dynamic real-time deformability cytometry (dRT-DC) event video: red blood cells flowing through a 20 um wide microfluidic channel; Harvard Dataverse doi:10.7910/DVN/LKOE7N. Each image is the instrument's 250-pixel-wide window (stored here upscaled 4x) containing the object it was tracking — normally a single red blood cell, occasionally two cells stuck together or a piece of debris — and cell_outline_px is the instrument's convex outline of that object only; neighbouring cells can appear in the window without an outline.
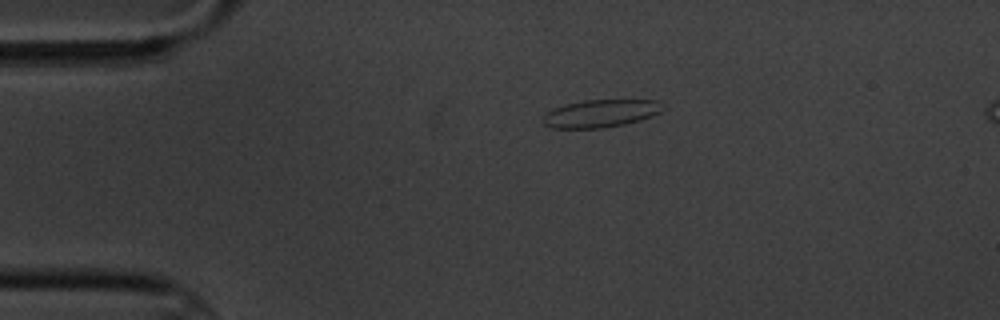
{"species": "common noctule bat (a hibernating species)", "species_latin": "Nyctalus noctula", "temperature_condition": "cold", "stored_images_in_passage": 6, "camera_frame_rate_fps": 3000, "um_per_image_px": 0.085, "animal": {"sex": "male", "body_mass_g": 20.1, "forearm_length_mm": 53.5}, "frame": {"image": 1, "passage_image": 6, "time_ms": 6.667, "image_size_px": [1000, 320], "cell_outline_px": [[664, 108], [660, 112], [652, 116], [640, 120], [624, 124], [600, 128], [552, 128], [544, 124], [540, 120], [548, 112], [564, 104], [584, 100], [660, 100]], "centroid_in_image_um": [51.07, 9.64], "position_along_channel_um": 33.9, "area_um2": 19.31}}